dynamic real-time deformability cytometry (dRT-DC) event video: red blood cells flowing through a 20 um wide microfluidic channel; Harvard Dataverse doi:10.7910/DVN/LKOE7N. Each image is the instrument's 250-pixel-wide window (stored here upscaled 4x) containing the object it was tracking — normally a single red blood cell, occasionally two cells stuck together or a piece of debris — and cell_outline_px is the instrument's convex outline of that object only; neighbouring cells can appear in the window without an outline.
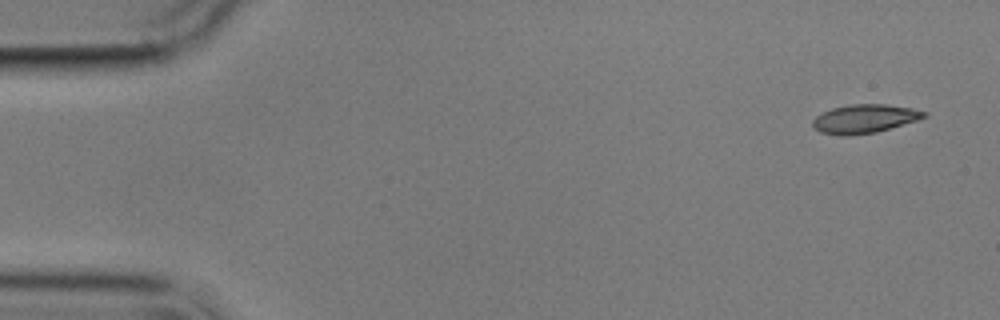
{"species": "common noctule bat (a hibernating species)", "species_latin": "Nyctalus noctula", "temperature_condition": "cold", "stored_images_in_passage": 6, "camera_frame_rate_fps": 3000, "um_per_image_px": 0.085, "animal": {"sex": "male", "body_mass_g": 17.9}, "frame": {"image": 1, "passage_image": 1, "time_ms": 0.0, "image_size_px": [1000, 320], "cell_outline_px": [[928, 116], [916, 120], [876, 132], [848, 136], [840, 136], [820, 132], [812, 124], [812, 120], [816, 116], [832, 108], [852, 104], [888, 104], [912, 108], [928, 112]], "centroid_in_image_um": [73.49, 10.09], "position_along_channel_um": 11.5, "area_um2": 18.55}}
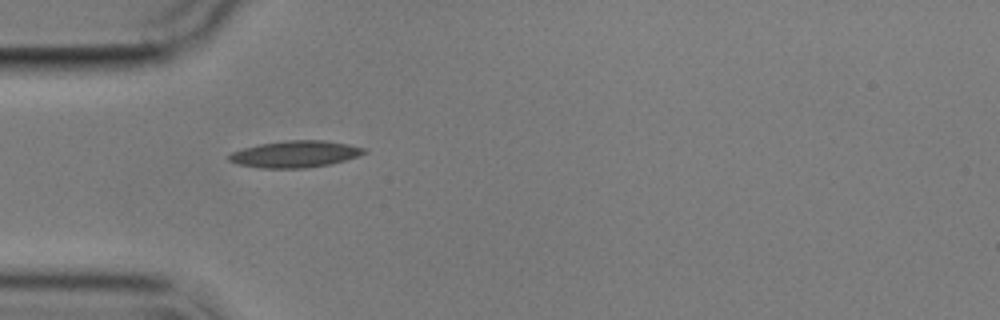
{"frame": {"image": 2, "passage_image": 5, "time_ms": 4.667, "image_size_px": [1000, 320], "cell_outline_px": [[368, 152], [344, 160], [328, 164], [308, 168], [260, 168], [236, 164], [228, 160], [228, 156], [232, 152], [244, 148], [260, 144], [288, 140], [324, 140], [348, 144], [364, 148]], "centroid_in_image_um": [25.06, 13.1], "position_along_channel_um": 59.9, "area_um2": 20.87}}
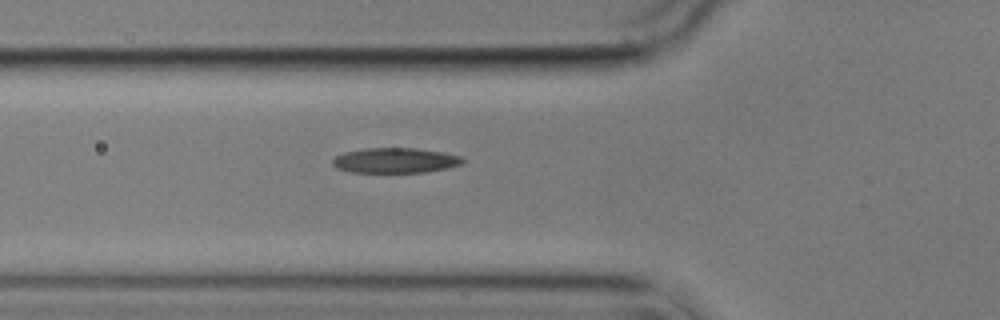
{"frame": {"image": 3, "passage_image": 6, "time_ms": 5.667, "image_size_px": [1000, 320], "cell_outline_px": [[464, 160], [460, 164], [448, 168], [428, 172], [352, 172], [336, 168], [332, 164], [332, 160], [336, 156], [344, 152], [364, 148], [416, 148], [440, 152], [460, 156]], "centroid_in_image_um": [33.56, 13.64], "position_along_channel_um": 92.2, "area_um2": 18.96}}